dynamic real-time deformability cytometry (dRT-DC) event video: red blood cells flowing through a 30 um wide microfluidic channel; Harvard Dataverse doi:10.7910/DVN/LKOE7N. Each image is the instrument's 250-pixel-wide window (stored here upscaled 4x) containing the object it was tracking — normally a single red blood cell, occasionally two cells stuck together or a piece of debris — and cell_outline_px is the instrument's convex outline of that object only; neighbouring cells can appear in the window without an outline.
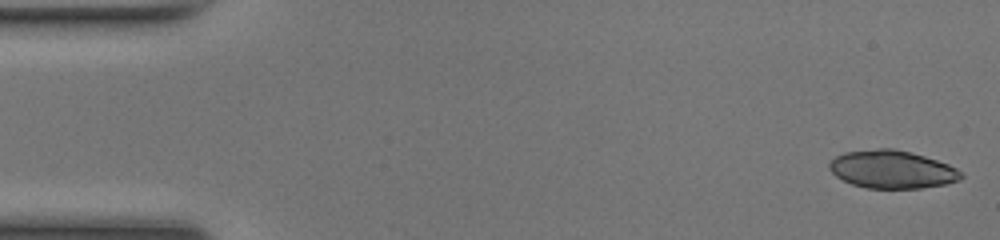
{"species": "common noctule bat (a hibernating species)", "species_latin": "Nyctalus noctula", "temperature_condition": "room temperature", "stored_images_in_passage": 48, "camera_frame_rate_fps": 3000, "um_per_image_px": 0.085, "animal": {"sex": "female", "body_mass_g": 17.0, "forearm_length_mm": 48.0}, "frame": {"image": 1, "passage_image": 1, "time_ms": 0.0, "image_size_px": [1000, 240], "cell_outline_px": [[964, 176], [960, 180], [948, 184], [920, 188], [868, 188], [852, 184], [836, 176], [828, 168], [828, 164], [836, 156], [844, 152], [876, 148], [892, 148], [912, 152], [948, 164], [956, 168]], "centroid_in_image_um": [75.83, 14.39], "position_along_channel_um": 9.2, "area_um2": 29.19}}
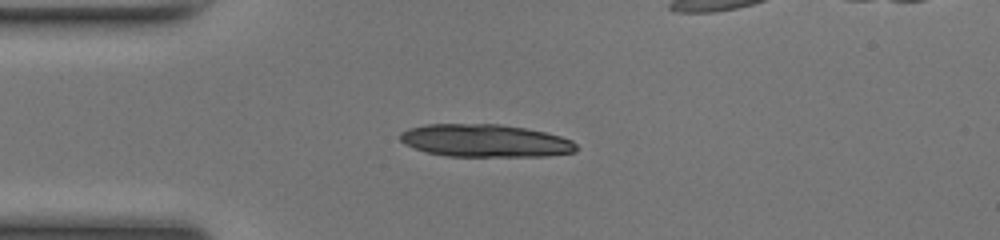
{"frame": {"image": 2, "passage_image": 12, "time_ms": 3.667, "image_size_px": [1000, 240], "cell_outline_px": [[576, 152], [548, 156], [448, 156], [428, 152], [404, 144], [400, 140], [400, 132], [408, 128], [424, 124], [500, 124], [524, 128], [544, 132], [560, 136], [572, 140], [576, 144]], "centroid_in_image_um": [41.23, 11.95], "position_along_channel_um": 43.8, "area_um2": 33.52}}